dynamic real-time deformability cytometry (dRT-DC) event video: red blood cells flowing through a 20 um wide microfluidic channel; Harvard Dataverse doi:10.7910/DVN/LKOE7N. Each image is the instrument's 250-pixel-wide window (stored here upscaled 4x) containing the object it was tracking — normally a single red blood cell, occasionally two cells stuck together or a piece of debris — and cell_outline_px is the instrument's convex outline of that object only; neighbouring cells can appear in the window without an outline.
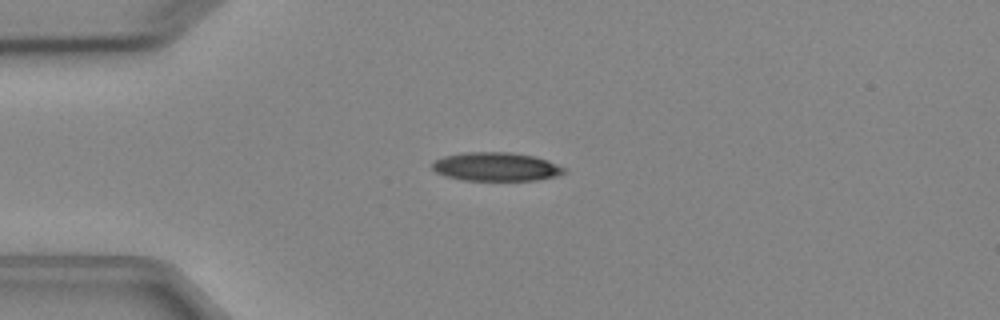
{"species": "Egyptian fruit bat (a non-hibernating species)", "species_latin": "Rousettus aegyptiacus", "temperature_condition": "cold", "stored_images_in_passage": 4, "camera_frame_rate_fps": 3000, "um_per_image_px": 0.085, "animal": {"sex": "female"}, "frame": {"image": 1, "passage_image": 3, "time_ms": 2.333, "image_size_px": [1000, 320], "cell_outline_px": [[568, 168], [564, 172], [556, 176], [536, 180], [464, 180], [444, 176], [436, 172], [432, 168], [432, 164], [436, 160], [444, 156], [464, 152], [512, 152], [536, 156], [548, 160]], "centroid_in_image_um": [42.19, 14.16], "position_along_channel_um": 42.8, "area_um2": 22.14}}